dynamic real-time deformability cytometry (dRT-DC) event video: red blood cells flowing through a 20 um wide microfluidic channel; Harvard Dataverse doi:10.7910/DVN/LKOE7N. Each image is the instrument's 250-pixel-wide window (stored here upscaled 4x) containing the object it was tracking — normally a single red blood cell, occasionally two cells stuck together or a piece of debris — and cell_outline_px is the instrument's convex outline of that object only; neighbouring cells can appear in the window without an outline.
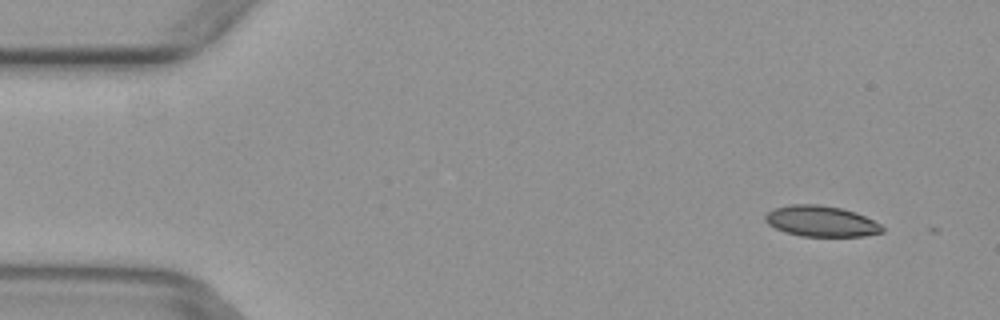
{"species": "common noctule bat (a hibernating species)", "species_latin": "Nyctalus noctula", "temperature_condition": "warm", "stored_images_in_passage": 3, "camera_frame_rate_fps": 3000, "um_per_image_px": 0.085, "animal": {"sex": "female", "body_mass_g": 29.2, "forearm_length_mm": 56.3}, "frame": {"image": 1, "passage_image": 1, "time_ms": 0.0, "image_size_px": [1000, 320], "cell_outline_px": [[884, 232], [864, 236], [800, 236], [784, 232], [768, 224], [764, 220], [764, 216], [772, 208], [788, 204], [820, 204], [840, 208], [856, 212], [880, 224], [884, 228]], "centroid_in_image_um": [69.76, 18.8], "position_along_channel_um": 15.2, "area_um2": 21.15}}